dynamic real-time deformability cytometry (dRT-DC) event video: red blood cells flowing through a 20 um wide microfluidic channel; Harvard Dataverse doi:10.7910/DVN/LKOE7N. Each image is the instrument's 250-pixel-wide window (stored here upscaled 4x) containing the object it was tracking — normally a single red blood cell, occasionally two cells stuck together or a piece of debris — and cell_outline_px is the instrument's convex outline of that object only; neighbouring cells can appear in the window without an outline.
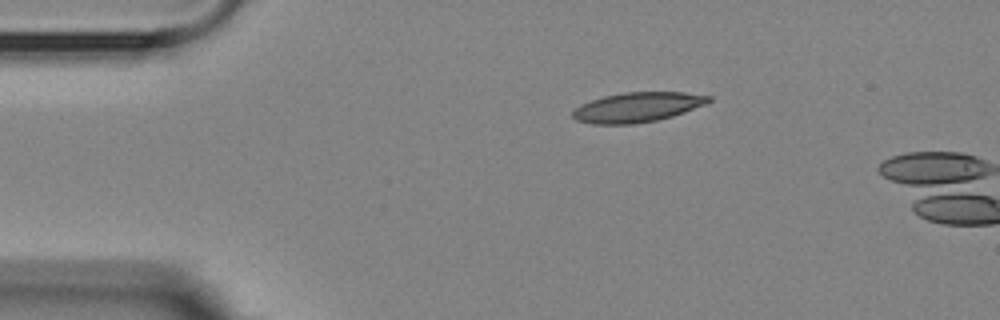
{"species": "Egyptian fruit bat (a non-hibernating species)", "species_latin": "Rousettus aegyptiacus", "temperature_condition": "room temperature", "stored_images_in_passage": 2, "camera_frame_rate_fps": 3000, "um_per_image_px": 0.085, "animal": {"sex": "female"}, "frame": {"image": 1, "passage_image": 1, "time_ms": 0.0, "image_size_px": [1000, 320], "cell_outline_px": [[712, 100], [708, 104], [672, 116], [656, 120], [632, 124], [592, 124], [576, 120], [572, 116], [572, 112], [580, 104], [604, 96], [624, 92], [684, 92], [712, 96]], "centroid_in_image_um": [54.2, 9.11], "position_along_channel_um": 30.8, "area_um2": 23.64}}